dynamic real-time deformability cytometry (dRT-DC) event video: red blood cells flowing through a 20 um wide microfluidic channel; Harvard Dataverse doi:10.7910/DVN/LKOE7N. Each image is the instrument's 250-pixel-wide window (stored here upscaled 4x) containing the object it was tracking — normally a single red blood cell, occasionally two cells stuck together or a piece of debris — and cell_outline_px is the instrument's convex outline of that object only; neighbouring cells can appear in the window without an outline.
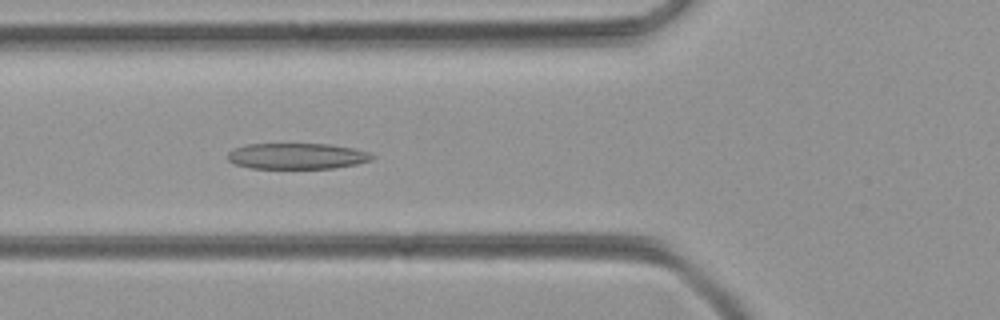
{"species": "common noctule bat (a hibernating species)", "species_latin": "Nyctalus noctula", "temperature_condition": "room temperature", "stored_images_in_passage": 51, "camera_frame_rate_fps": 3000, "um_per_image_px": 0.085, "animal": {"sex": "female", "body_mass_g": 21.9}, "frame": {"image": 1, "passage_image": 19, "time_ms": 6.0, "image_size_px": [1000, 320], "cell_outline_px": [[376, 156], [372, 160], [356, 164], [332, 168], [252, 168], [236, 164], [228, 160], [228, 152], [232, 148], [244, 144], [328, 144], [356, 148], [368, 152]], "centroid_in_image_um": [25.25, 13.26], "position_along_channel_um": 100.5, "area_um2": 21.91}}
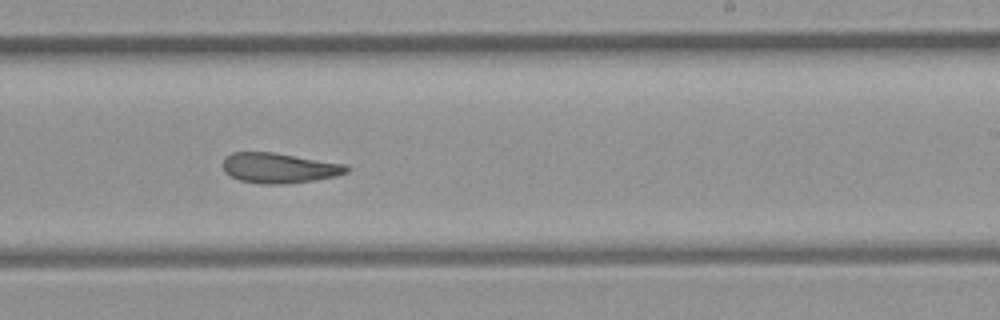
{"frame": {"image": 2, "passage_image": 31, "time_ms": 10.0, "image_size_px": [1000, 320], "cell_outline_px": [[348, 172], [336, 176], [312, 180], [280, 184], [260, 184], [240, 180], [224, 172], [224, 156], [232, 152], [272, 152], [348, 164]], "centroid_in_image_um": [23.73, 14.27], "position_along_channel_um": 265.3, "area_um2": 21.68}}
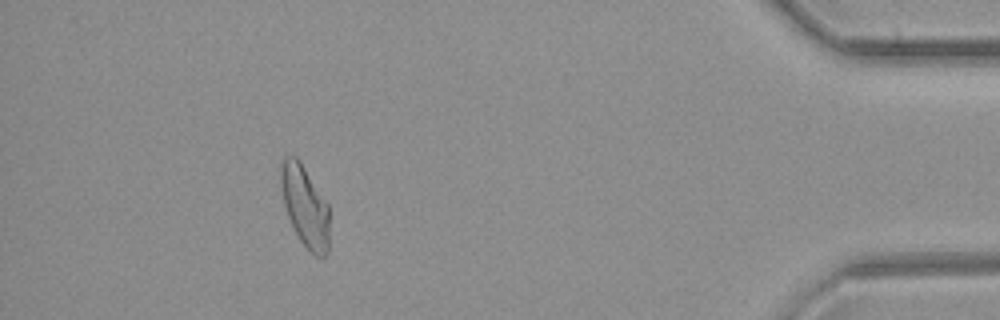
{"frame": {"image": 3, "passage_image": 46, "time_ms": 15.0, "image_size_px": [1000, 320], "cell_outline_px": [[328, 252], [324, 256], [316, 256], [300, 240], [288, 216], [284, 204], [280, 188], [280, 164], [284, 156], [296, 156], [300, 160], [328, 204]], "centroid_in_image_um": [25.9, 17.46], "position_along_channel_um": 409.3, "area_um2": 22.77}}